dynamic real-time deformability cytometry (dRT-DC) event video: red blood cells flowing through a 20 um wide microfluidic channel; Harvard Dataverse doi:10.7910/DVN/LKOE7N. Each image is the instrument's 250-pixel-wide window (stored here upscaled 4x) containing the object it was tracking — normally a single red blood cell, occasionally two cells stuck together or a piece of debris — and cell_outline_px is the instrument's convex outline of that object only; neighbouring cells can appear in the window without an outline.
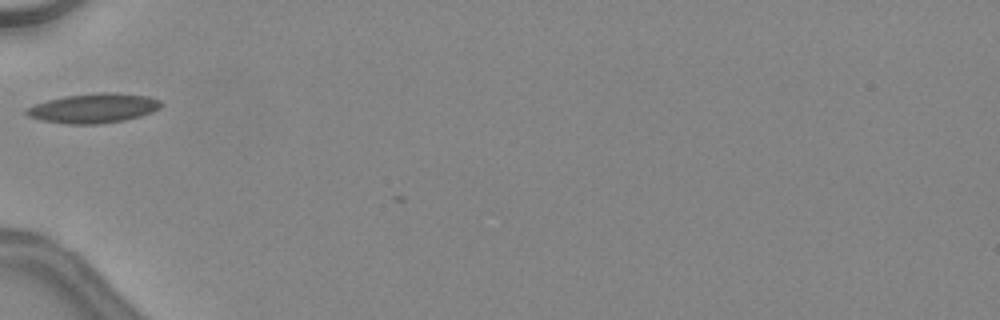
{"species": "common noctule bat (a hibernating species)", "species_latin": "Nyctalus noctula", "temperature_condition": "warm", "stored_images_in_passage": 4, "camera_frame_rate_fps": 3000, "um_per_image_px": 0.085, "animal": {"sex": "female", "body_mass_g": 24.6, "forearm_length_mm": 56.2}, "frame": {"image": 1, "passage_image": 3, "time_ms": 0.667, "image_size_px": [1000, 320], "cell_outline_px": [[164, 104], [160, 108], [152, 112], [140, 116], [124, 120], [100, 124], [64, 124], [40, 120], [28, 116], [24, 112], [24, 108], [48, 100], [64, 96], [100, 92], [112, 92], [148, 96], [160, 100]], "centroid_in_image_um": [7.95, 9.2], "position_along_channel_um": 77.1, "area_um2": 23.35}}